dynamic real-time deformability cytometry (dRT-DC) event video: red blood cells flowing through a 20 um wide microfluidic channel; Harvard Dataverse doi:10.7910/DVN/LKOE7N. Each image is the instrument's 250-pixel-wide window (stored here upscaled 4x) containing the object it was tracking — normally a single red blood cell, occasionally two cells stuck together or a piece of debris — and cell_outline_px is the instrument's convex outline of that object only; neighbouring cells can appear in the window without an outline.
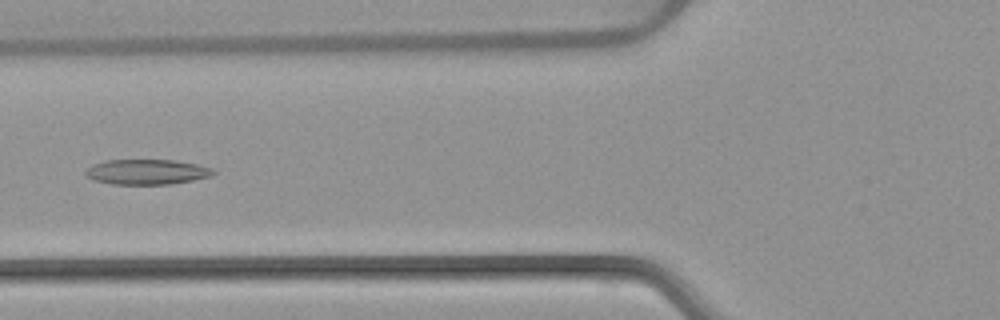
{"species": "common noctule bat (a hibernating species)", "species_latin": "Nyctalus noctula", "temperature_condition": "warm", "stored_images_in_passage": 54, "segment_of_instrument_passage": [1, 2], "camera_frame_rate_fps": 3000, "um_per_image_px": 0.085, "animal": {"sex": "female", "body_mass_g": 22.7, "forearm_length_mm": 54.2}, "frame": {"image": 1, "passage_image": 21, "time_ms": 6.667, "image_size_px": [1000, 320], "cell_outline_px": [[216, 172], [212, 176], [172, 184], [112, 184], [92, 180], [84, 172], [92, 164], [104, 160], [172, 160], [196, 164], [212, 168]], "centroid_in_image_um": [12.47, 14.61], "position_along_channel_um": 113.3, "area_um2": 18.73}}
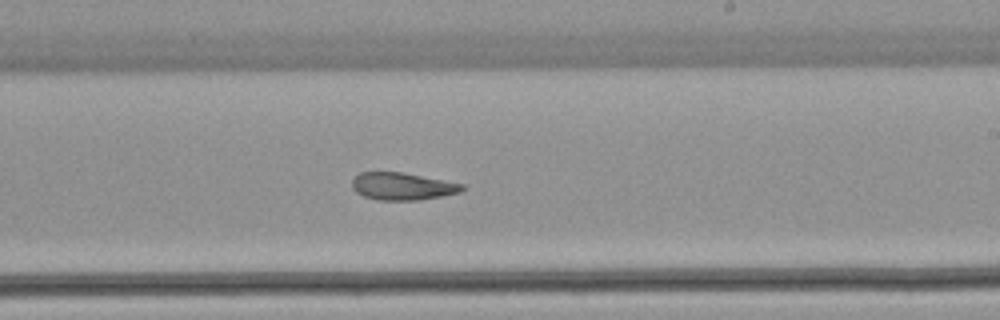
{"frame": {"image": 2, "passage_image": 32, "time_ms": 10.333, "image_size_px": [1000, 320], "cell_outline_px": [[464, 188], [460, 192], [420, 200], [376, 200], [364, 196], [356, 192], [352, 188], [352, 180], [360, 172], [404, 172], [464, 184]], "centroid_in_image_um": [34.19, 15.83], "position_along_channel_um": 254.8, "area_um2": 17.57}}
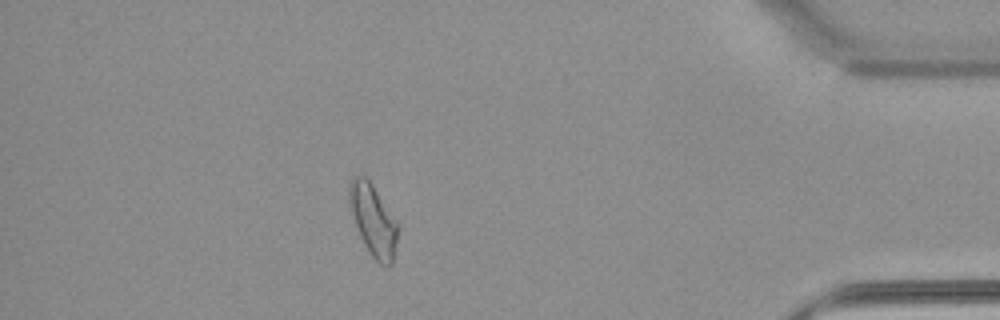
{"frame": {"image": 3, "passage_image": 47, "time_ms": 15.333, "image_size_px": [1000, 320], "cell_outline_px": [[400, 228], [392, 264], [388, 268], [380, 264], [372, 256], [364, 244], [356, 228], [348, 200], [348, 184], [356, 176], [364, 176], [372, 184], [400, 224]], "centroid_in_image_um": [31.75, 18.74], "position_along_channel_um": 403.4, "area_um2": 20.52}}